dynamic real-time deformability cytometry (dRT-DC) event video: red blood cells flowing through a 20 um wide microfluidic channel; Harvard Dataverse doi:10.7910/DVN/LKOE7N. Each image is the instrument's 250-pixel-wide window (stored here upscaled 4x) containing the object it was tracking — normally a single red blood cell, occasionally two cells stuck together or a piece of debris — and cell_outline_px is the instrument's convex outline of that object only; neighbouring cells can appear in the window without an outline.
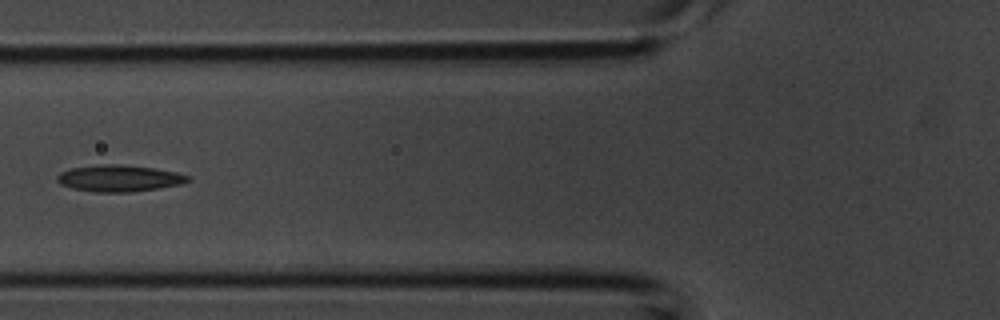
{"species": "common noctule bat (a hibernating species)", "species_latin": "Nyctalus noctula", "temperature_condition": "room temperature", "stored_images_in_passage": 4, "camera_frame_rate_fps": 3000, "um_per_image_px": 0.085, "animal": {"sex": "male", "body_mass_g": 20.1, "forearm_length_mm": 53.5}, "frame": {"image": 1, "passage_image": 4, "time_ms": 1.0, "image_size_px": [1000, 320], "cell_outline_px": [[192, 180], [180, 184], [160, 188], [128, 192], [96, 192], [72, 188], [60, 184], [56, 180], [56, 176], [60, 172], [68, 168], [100, 164], [120, 164], [156, 168], [176, 172], [192, 176]], "centroid_in_image_um": [10.13, 15.14], "position_along_channel_um": 115.7, "area_um2": 20.52}}